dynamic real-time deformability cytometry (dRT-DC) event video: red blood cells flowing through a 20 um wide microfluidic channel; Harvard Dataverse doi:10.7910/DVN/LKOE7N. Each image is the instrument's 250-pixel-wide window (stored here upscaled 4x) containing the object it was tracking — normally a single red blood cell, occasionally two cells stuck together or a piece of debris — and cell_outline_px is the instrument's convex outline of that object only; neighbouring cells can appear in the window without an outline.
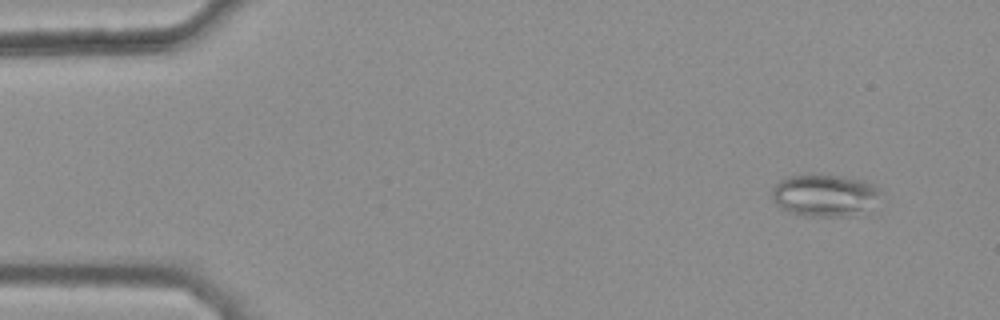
{"species": "common noctule bat (a hibernating species)", "species_latin": "Nyctalus noctula", "temperature_condition": "warm", "stored_images_in_passage": 42, "camera_frame_rate_fps": 3000, "um_per_image_px": 0.085, "animal": {"sex": "female", "body_mass_g": 25.1}, "frame": {"image": 1, "passage_image": 1, "time_ms": 0.0, "image_size_px": [1000, 320], "cell_outline_px": [[880, 192], [860, 208], [844, 216], [804, 216], [788, 212], [780, 208], [776, 204], [772, 196], [772, 188], [780, 180], [788, 176], [840, 176], [860, 180], [872, 184], [880, 188]], "centroid_in_image_um": [69.91, 16.59], "position_along_channel_um": 15.1, "area_um2": 25.14}}
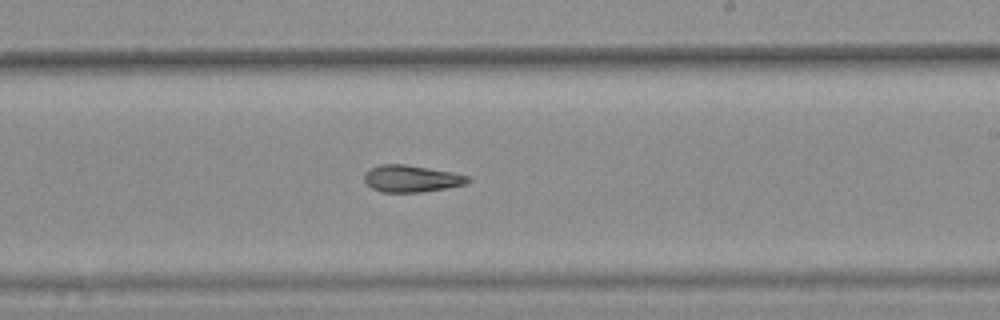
{"frame": {"image": 2, "passage_image": 28, "time_ms": 9.0, "image_size_px": [1000, 320], "cell_outline_px": [[472, 180], [464, 184], [444, 188], [420, 192], [384, 192], [372, 188], [364, 180], [364, 172], [368, 168], [380, 164], [404, 164], [452, 172], [472, 176]], "centroid_in_image_um": [34.96, 15.17], "position_along_channel_um": 254.0, "area_um2": 16.24}}
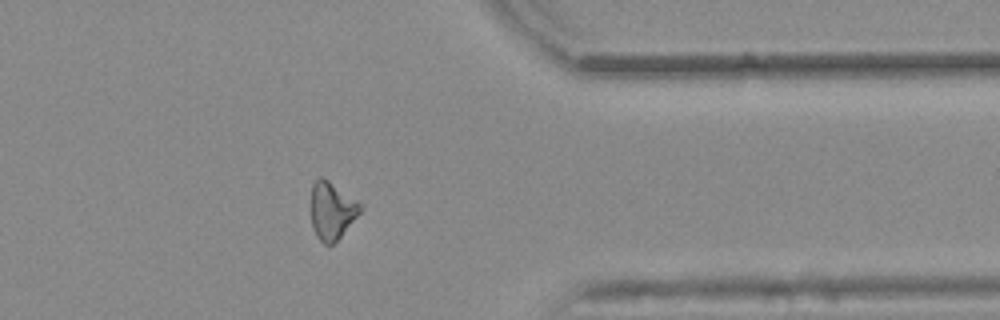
{"frame": {"image": 3, "passage_image": 39, "time_ms": 12.667, "image_size_px": [1000, 320], "cell_outline_px": [[364, 208], [340, 236], [332, 244], [324, 244], [316, 236], [312, 228], [312, 184], [320, 176], [328, 180], [364, 204]], "centroid_in_image_um": [28.24, 17.89], "position_along_channel_um": 383.2, "area_um2": 16.42}, "authors_computed_cell_mechanics": {"area_um2": 16.8776, "velocity_mm_per_s": 3.8519, "shape_relaxation_time_tau1_ms": null, "shape_relaxation_time_tau2_ms": 4.6277, "deformation_change_tau1": null, "deformation_change_tau2": 0.1505}}